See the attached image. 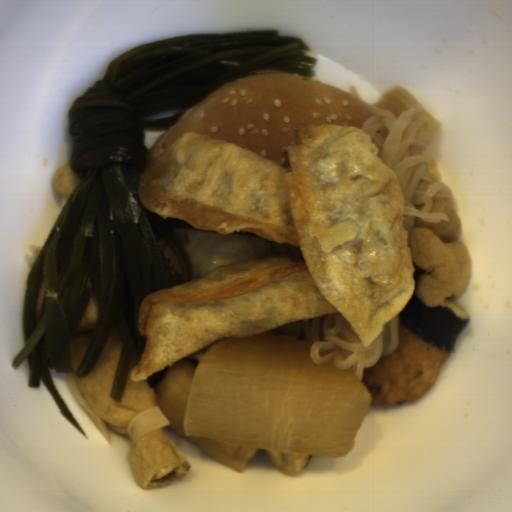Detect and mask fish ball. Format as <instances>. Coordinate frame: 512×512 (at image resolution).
Instances as JSON below:
<instances>
[{
	"label": "fish ball",
	"mask_w": 512,
	"mask_h": 512,
	"mask_svg": "<svg viewBox=\"0 0 512 512\" xmlns=\"http://www.w3.org/2000/svg\"><path fill=\"white\" fill-rule=\"evenodd\" d=\"M197 367L187 358H182L170 366L158 385L153 388L154 400L167 416L168 424L186 443L196 447L212 459L224 463L235 470L244 467L258 449L238 447L187 437L184 421L191 387Z\"/></svg>",
	"instance_id": "obj_1"
},
{
	"label": "fish ball",
	"mask_w": 512,
	"mask_h": 512,
	"mask_svg": "<svg viewBox=\"0 0 512 512\" xmlns=\"http://www.w3.org/2000/svg\"><path fill=\"white\" fill-rule=\"evenodd\" d=\"M98 311H99L98 299H97V296H95L93 294L84 310V313L80 319V322L77 326L76 331L92 330V329L96 328L97 319H98Z\"/></svg>",
	"instance_id": "obj_2"
}]
</instances>
